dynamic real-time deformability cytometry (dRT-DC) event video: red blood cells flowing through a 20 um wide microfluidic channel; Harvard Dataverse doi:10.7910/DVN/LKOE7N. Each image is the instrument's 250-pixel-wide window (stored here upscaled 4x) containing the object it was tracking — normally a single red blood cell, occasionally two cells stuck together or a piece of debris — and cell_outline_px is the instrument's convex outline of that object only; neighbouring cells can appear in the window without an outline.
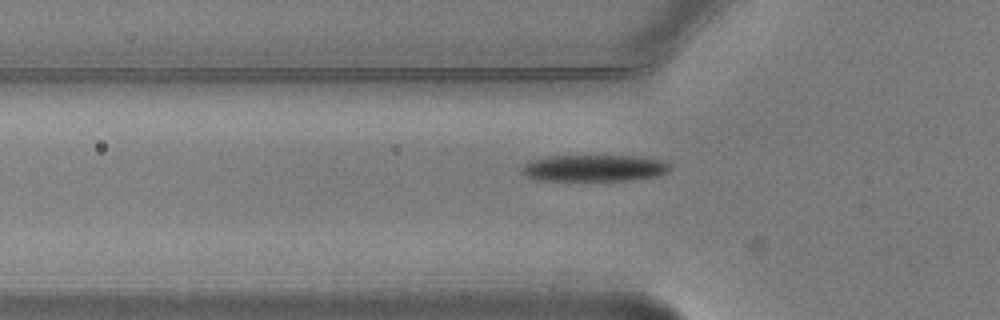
{"species": "common noctule bat (a hibernating species)", "species_latin": "Nyctalus noctula", "temperature_condition": "warm", "stored_images_in_passage": 6, "segment_of_instrument_passage": [2, 2], "camera_frame_rate_fps": 3000, "um_per_image_px": 0.085, "animal": {"sex": "male", "body_mass_g": 20.5, "forearm_length_mm": 52.5}, "frame": {"image": 1, "passage_image": 6, "time_ms": 1.667, "image_size_px": [1000, 320], "cell_outline_px": [[672, 168], [668, 172], [660, 176], [636, 180], [536, 180], [524, 176], [520, 172], [520, 168], [524, 164], [532, 160], [548, 156], [640, 156], [664, 160], [672, 164]], "centroid_in_image_um": [50.56, 14.29], "position_along_channel_um": 75.2, "area_um2": 23.47}}